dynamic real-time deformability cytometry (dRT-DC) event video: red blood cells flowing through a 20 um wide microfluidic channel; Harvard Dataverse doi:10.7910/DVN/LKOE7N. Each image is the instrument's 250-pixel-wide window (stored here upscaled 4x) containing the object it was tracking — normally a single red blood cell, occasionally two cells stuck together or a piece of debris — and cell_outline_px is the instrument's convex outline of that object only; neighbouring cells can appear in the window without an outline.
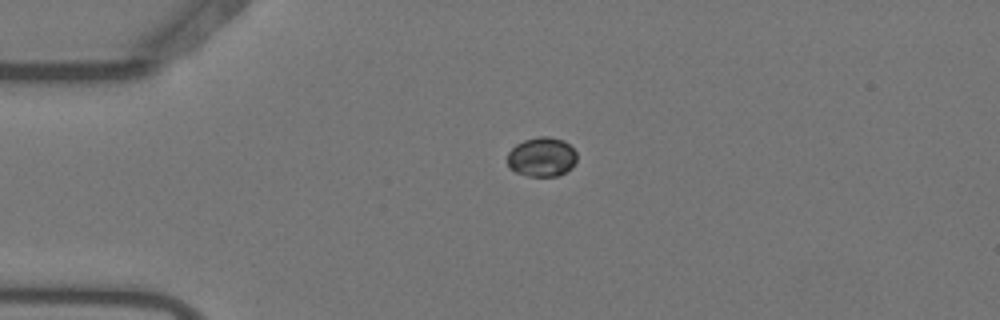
{"species": "Egyptian fruit bat (a non-hibernating species)", "species_latin": "Rousettus aegyptiacus", "temperature_condition": "warm", "stored_images_in_passage": 48, "camera_frame_rate_fps": 3000, "um_per_image_px": 0.085, "animal": {"sex": "female"}, "frame": {"image": 1, "passage_image": 6, "time_ms": 1.667, "image_size_px": [1000, 320], "cell_outline_px": [[576, 160], [572, 168], [556, 176], [528, 176], [516, 172], [508, 168], [508, 152], [516, 144], [524, 140], [540, 136], [548, 136], [564, 140], [576, 152]], "centroid_in_image_um": [46.04, 13.34], "position_along_channel_um": 39.0, "area_um2": 15.95}}
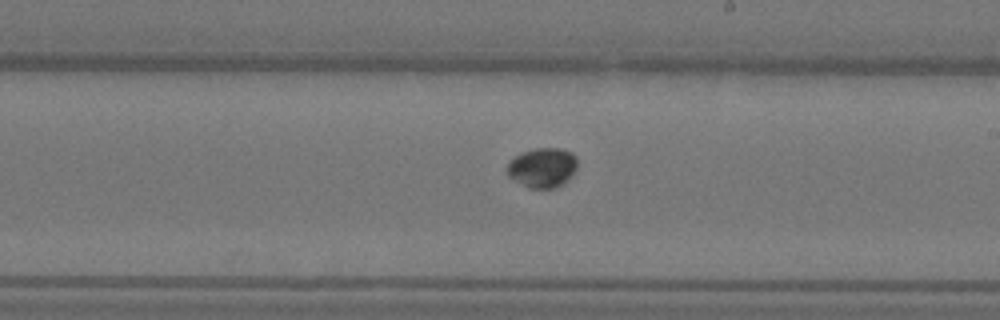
{"frame": {"image": 2, "passage_image": 25, "time_ms": 8.0, "image_size_px": [1000, 320], "cell_outline_px": [[576, 168], [568, 180], [564, 184], [556, 188], [528, 188], [508, 176], [508, 164], [520, 152], [536, 148], [560, 148], [572, 152], [576, 156]], "centroid_in_image_um": [46.13, 14.25], "position_along_channel_um": 242.9, "area_um2": 16.24}}
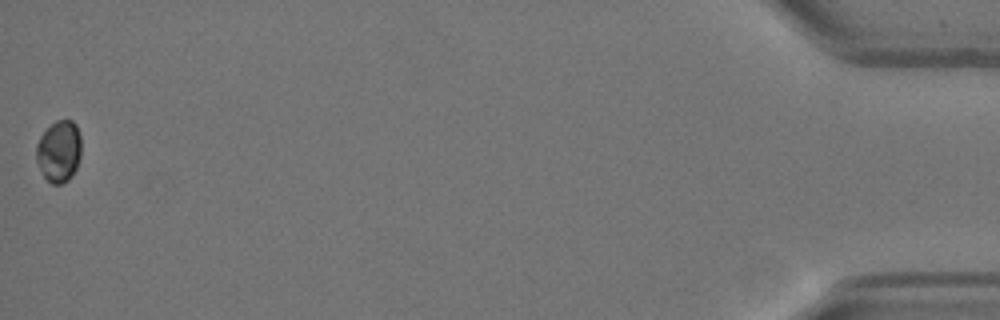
{"frame": {"image": 3, "passage_image": 48, "time_ms": 15.667, "image_size_px": [1000, 320], "cell_outline_px": [[80, 156], [76, 168], [72, 176], [68, 180], [60, 184], [52, 184], [44, 176], [36, 160], [36, 144], [40, 136], [56, 120], [72, 120], [76, 124], [80, 136]], "centroid_in_image_um": [5.01, 12.85], "position_along_channel_um": 430.2, "area_um2": 16.07}}